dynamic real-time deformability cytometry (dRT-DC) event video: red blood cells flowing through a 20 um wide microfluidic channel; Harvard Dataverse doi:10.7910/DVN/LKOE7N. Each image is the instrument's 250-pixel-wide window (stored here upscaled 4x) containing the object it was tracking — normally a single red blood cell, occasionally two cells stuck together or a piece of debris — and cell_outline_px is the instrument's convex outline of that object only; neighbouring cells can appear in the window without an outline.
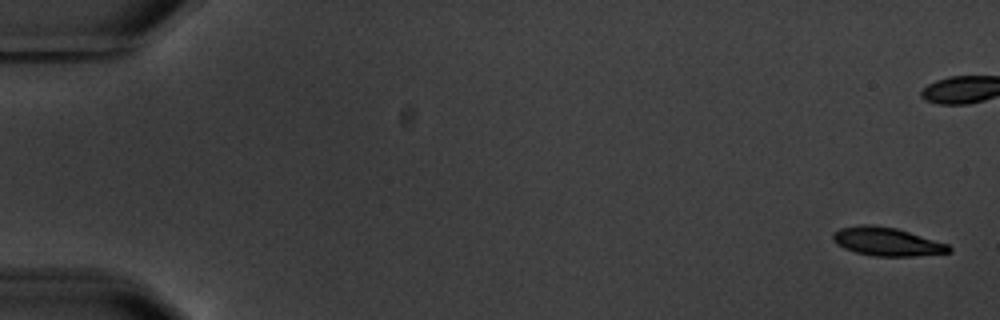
{"species": "common noctule bat (a hibernating species)", "species_latin": "Nyctalus noctula", "temperature_condition": "warm", "stored_images_in_passage": 16, "camera_frame_rate_fps": 3000, "um_per_image_px": 0.085, "animal": {"sex": "male", "body_mass_g": 20.1, "forearm_length_mm": 53.5}, "frame": {"image": 1, "passage_image": 1, "time_ms": 0.0, "image_size_px": [1000, 320], "cell_outline_px": [[952, 252], [916, 256], [876, 256], [856, 252], [844, 248], [836, 244], [832, 240], [832, 236], [840, 228], [860, 224], [872, 224], [896, 228], [948, 244], [952, 248]], "centroid_in_image_um": [75.39, 20.53], "position_along_channel_um": 9.6, "area_um2": 19.19}, "authors_computed_cell_mechanics": {"area_um2": 20.7213, "velocity_mm_per_s": 3.5392, "shape_relaxation_time_tau1_ms": 2.9293, "shape_relaxation_time_tau2_ms": 4.9187, "deformation_change_tau1": 0.1097, "deformation_change_tau2": 0.0956}}